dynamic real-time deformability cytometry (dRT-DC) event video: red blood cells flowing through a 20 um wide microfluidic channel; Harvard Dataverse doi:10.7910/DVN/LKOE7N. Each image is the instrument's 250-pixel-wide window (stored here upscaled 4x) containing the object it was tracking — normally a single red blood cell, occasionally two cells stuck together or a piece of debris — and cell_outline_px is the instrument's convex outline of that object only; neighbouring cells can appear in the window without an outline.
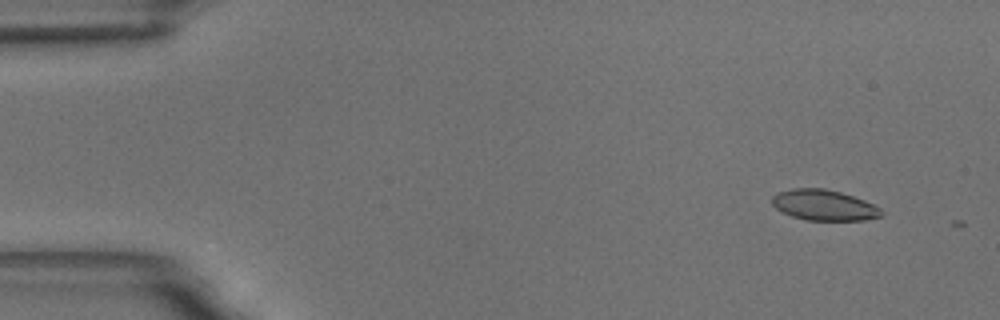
{"species": "common noctule bat (a hibernating species)", "species_latin": "Nyctalus noctula", "temperature_condition": "room temperature", "stored_images_in_passage": 8, "camera_frame_rate_fps": 3000, "um_per_image_px": 0.085, "animal": {"sex": "male", "body_mass_g": 18.8}, "frame": {"image": 1, "passage_image": 5, "time_ms": 1.333, "image_size_px": [1000, 320], "cell_outline_px": [[884, 212], [880, 216], [864, 220], [808, 220], [792, 216], [776, 208], [772, 204], [772, 196], [780, 192], [792, 188], [824, 188], [840, 192], [864, 200], [880, 208]], "centroid_in_image_um": [70.04, 17.43], "position_along_channel_um": 15.0, "area_um2": 19.31}}